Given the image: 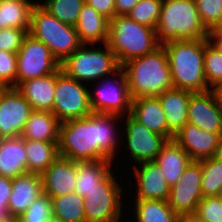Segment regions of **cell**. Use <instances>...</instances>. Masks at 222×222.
<instances>
[{
	"label": "cell",
	"mask_w": 222,
	"mask_h": 222,
	"mask_svg": "<svg viewBox=\"0 0 222 222\" xmlns=\"http://www.w3.org/2000/svg\"><path fill=\"white\" fill-rule=\"evenodd\" d=\"M110 20L85 3L74 26L82 44L107 43Z\"/></svg>",
	"instance_id": "7402d4cb"
},
{
	"label": "cell",
	"mask_w": 222,
	"mask_h": 222,
	"mask_svg": "<svg viewBox=\"0 0 222 222\" xmlns=\"http://www.w3.org/2000/svg\"><path fill=\"white\" fill-rule=\"evenodd\" d=\"M132 201L133 204L129 209L133 208L134 213L128 215L134 216L135 222H178L179 220L180 215L171 209L167 201L155 199Z\"/></svg>",
	"instance_id": "83f0119b"
},
{
	"label": "cell",
	"mask_w": 222,
	"mask_h": 222,
	"mask_svg": "<svg viewBox=\"0 0 222 222\" xmlns=\"http://www.w3.org/2000/svg\"><path fill=\"white\" fill-rule=\"evenodd\" d=\"M166 182L172 187L192 161L187 152L173 139L168 140L156 156Z\"/></svg>",
	"instance_id": "4316f807"
},
{
	"label": "cell",
	"mask_w": 222,
	"mask_h": 222,
	"mask_svg": "<svg viewBox=\"0 0 222 222\" xmlns=\"http://www.w3.org/2000/svg\"><path fill=\"white\" fill-rule=\"evenodd\" d=\"M41 177L43 193L50 198L75 192L76 161L59 156Z\"/></svg>",
	"instance_id": "ac0fdd59"
},
{
	"label": "cell",
	"mask_w": 222,
	"mask_h": 222,
	"mask_svg": "<svg viewBox=\"0 0 222 222\" xmlns=\"http://www.w3.org/2000/svg\"><path fill=\"white\" fill-rule=\"evenodd\" d=\"M33 7L25 2L0 1V29H25L29 33Z\"/></svg>",
	"instance_id": "4dcf8cb0"
},
{
	"label": "cell",
	"mask_w": 222,
	"mask_h": 222,
	"mask_svg": "<svg viewBox=\"0 0 222 222\" xmlns=\"http://www.w3.org/2000/svg\"><path fill=\"white\" fill-rule=\"evenodd\" d=\"M162 0H139L127 16L138 24L156 28Z\"/></svg>",
	"instance_id": "e575fe53"
},
{
	"label": "cell",
	"mask_w": 222,
	"mask_h": 222,
	"mask_svg": "<svg viewBox=\"0 0 222 222\" xmlns=\"http://www.w3.org/2000/svg\"><path fill=\"white\" fill-rule=\"evenodd\" d=\"M114 174L112 172L97 188L83 196L86 222H124L122 216L126 210L122 197L125 189L121 186L123 181Z\"/></svg>",
	"instance_id": "ba28073f"
},
{
	"label": "cell",
	"mask_w": 222,
	"mask_h": 222,
	"mask_svg": "<svg viewBox=\"0 0 222 222\" xmlns=\"http://www.w3.org/2000/svg\"><path fill=\"white\" fill-rule=\"evenodd\" d=\"M139 0H115L116 15H127Z\"/></svg>",
	"instance_id": "7bdbcfd3"
},
{
	"label": "cell",
	"mask_w": 222,
	"mask_h": 222,
	"mask_svg": "<svg viewBox=\"0 0 222 222\" xmlns=\"http://www.w3.org/2000/svg\"><path fill=\"white\" fill-rule=\"evenodd\" d=\"M111 160H93V161H76V182L75 193L80 196L85 194L103 182L112 172L116 171V167Z\"/></svg>",
	"instance_id": "d4e9b609"
},
{
	"label": "cell",
	"mask_w": 222,
	"mask_h": 222,
	"mask_svg": "<svg viewBox=\"0 0 222 222\" xmlns=\"http://www.w3.org/2000/svg\"><path fill=\"white\" fill-rule=\"evenodd\" d=\"M204 75L210 89L222 90V53L209 41L205 45Z\"/></svg>",
	"instance_id": "836d02e7"
},
{
	"label": "cell",
	"mask_w": 222,
	"mask_h": 222,
	"mask_svg": "<svg viewBox=\"0 0 222 222\" xmlns=\"http://www.w3.org/2000/svg\"><path fill=\"white\" fill-rule=\"evenodd\" d=\"M215 156L217 158H219L220 160H222V138H221L219 147L217 148V152H216Z\"/></svg>",
	"instance_id": "c3c4849f"
},
{
	"label": "cell",
	"mask_w": 222,
	"mask_h": 222,
	"mask_svg": "<svg viewBox=\"0 0 222 222\" xmlns=\"http://www.w3.org/2000/svg\"><path fill=\"white\" fill-rule=\"evenodd\" d=\"M27 172L42 174L58 157V142L25 140Z\"/></svg>",
	"instance_id": "f1b7e54d"
},
{
	"label": "cell",
	"mask_w": 222,
	"mask_h": 222,
	"mask_svg": "<svg viewBox=\"0 0 222 222\" xmlns=\"http://www.w3.org/2000/svg\"><path fill=\"white\" fill-rule=\"evenodd\" d=\"M188 123L204 131L222 133L221 90L192 93L188 104Z\"/></svg>",
	"instance_id": "5bb4252c"
},
{
	"label": "cell",
	"mask_w": 222,
	"mask_h": 222,
	"mask_svg": "<svg viewBox=\"0 0 222 222\" xmlns=\"http://www.w3.org/2000/svg\"><path fill=\"white\" fill-rule=\"evenodd\" d=\"M0 1H16V2H25V3H29L32 4L34 6L40 5L41 4V0H0Z\"/></svg>",
	"instance_id": "7dc6e473"
},
{
	"label": "cell",
	"mask_w": 222,
	"mask_h": 222,
	"mask_svg": "<svg viewBox=\"0 0 222 222\" xmlns=\"http://www.w3.org/2000/svg\"><path fill=\"white\" fill-rule=\"evenodd\" d=\"M27 173L25 139L22 136L0 138V176L14 179Z\"/></svg>",
	"instance_id": "603a6c76"
},
{
	"label": "cell",
	"mask_w": 222,
	"mask_h": 222,
	"mask_svg": "<svg viewBox=\"0 0 222 222\" xmlns=\"http://www.w3.org/2000/svg\"><path fill=\"white\" fill-rule=\"evenodd\" d=\"M131 169H133L131 172L134 175L133 180H136L135 187L132 185L126 187L128 190L136 188L135 197L133 195L132 200H168L171 186L166 182L164 174L155 160L134 164Z\"/></svg>",
	"instance_id": "2e32d148"
},
{
	"label": "cell",
	"mask_w": 222,
	"mask_h": 222,
	"mask_svg": "<svg viewBox=\"0 0 222 222\" xmlns=\"http://www.w3.org/2000/svg\"><path fill=\"white\" fill-rule=\"evenodd\" d=\"M221 138L222 133L204 131L186 123L173 140L187 152L192 161H200L215 156Z\"/></svg>",
	"instance_id": "e0dca14e"
},
{
	"label": "cell",
	"mask_w": 222,
	"mask_h": 222,
	"mask_svg": "<svg viewBox=\"0 0 222 222\" xmlns=\"http://www.w3.org/2000/svg\"><path fill=\"white\" fill-rule=\"evenodd\" d=\"M199 162L201 163L203 197L219 196L222 193V160L213 156Z\"/></svg>",
	"instance_id": "1f68e13d"
},
{
	"label": "cell",
	"mask_w": 222,
	"mask_h": 222,
	"mask_svg": "<svg viewBox=\"0 0 222 222\" xmlns=\"http://www.w3.org/2000/svg\"><path fill=\"white\" fill-rule=\"evenodd\" d=\"M42 194L41 174L27 172L12 179V192L8 203L10 216L17 219Z\"/></svg>",
	"instance_id": "d6986e66"
},
{
	"label": "cell",
	"mask_w": 222,
	"mask_h": 222,
	"mask_svg": "<svg viewBox=\"0 0 222 222\" xmlns=\"http://www.w3.org/2000/svg\"><path fill=\"white\" fill-rule=\"evenodd\" d=\"M29 34L49 47L60 64L82 45L74 26L60 22L41 5L32 9Z\"/></svg>",
	"instance_id": "52a82bcc"
},
{
	"label": "cell",
	"mask_w": 222,
	"mask_h": 222,
	"mask_svg": "<svg viewBox=\"0 0 222 222\" xmlns=\"http://www.w3.org/2000/svg\"><path fill=\"white\" fill-rule=\"evenodd\" d=\"M61 122L50 111L33 110L21 136L25 140L58 142Z\"/></svg>",
	"instance_id": "484cf974"
},
{
	"label": "cell",
	"mask_w": 222,
	"mask_h": 222,
	"mask_svg": "<svg viewBox=\"0 0 222 222\" xmlns=\"http://www.w3.org/2000/svg\"><path fill=\"white\" fill-rule=\"evenodd\" d=\"M0 222H16V220H2Z\"/></svg>",
	"instance_id": "816d5d0a"
},
{
	"label": "cell",
	"mask_w": 222,
	"mask_h": 222,
	"mask_svg": "<svg viewBox=\"0 0 222 222\" xmlns=\"http://www.w3.org/2000/svg\"><path fill=\"white\" fill-rule=\"evenodd\" d=\"M208 38L183 39L163 44L173 87L190 92L210 90L204 75V52Z\"/></svg>",
	"instance_id": "7a4b0ae2"
},
{
	"label": "cell",
	"mask_w": 222,
	"mask_h": 222,
	"mask_svg": "<svg viewBox=\"0 0 222 222\" xmlns=\"http://www.w3.org/2000/svg\"><path fill=\"white\" fill-rule=\"evenodd\" d=\"M12 192V179L0 176V207H8Z\"/></svg>",
	"instance_id": "b9f144b4"
},
{
	"label": "cell",
	"mask_w": 222,
	"mask_h": 222,
	"mask_svg": "<svg viewBox=\"0 0 222 222\" xmlns=\"http://www.w3.org/2000/svg\"><path fill=\"white\" fill-rule=\"evenodd\" d=\"M193 92L172 88L158 95L169 131L175 135L188 123V104Z\"/></svg>",
	"instance_id": "cb8c5ba5"
},
{
	"label": "cell",
	"mask_w": 222,
	"mask_h": 222,
	"mask_svg": "<svg viewBox=\"0 0 222 222\" xmlns=\"http://www.w3.org/2000/svg\"><path fill=\"white\" fill-rule=\"evenodd\" d=\"M0 83L17 87V53L0 50Z\"/></svg>",
	"instance_id": "f35d334b"
},
{
	"label": "cell",
	"mask_w": 222,
	"mask_h": 222,
	"mask_svg": "<svg viewBox=\"0 0 222 222\" xmlns=\"http://www.w3.org/2000/svg\"><path fill=\"white\" fill-rule=\"evenodd\" d=\"M41 6L60 22L75 26L85 0H41Z\"/></svg>",
	"instance_id": "d6a6232c"
},
{
	"label": "cell",
	"mask_w": 222,
	"mask_h": 222,
	"mask_svg": "<svg viewBox=\"0 0 222 222\" xmlns=\"http://www.w3.org/2000/svg\"><path fill=\"white\" fill-rule=\"evenodd\" d=\"M85 2L109 20L116 15L115 0H85Z\"/></svg>",
	"instance_id": "60d3db41"
},
{
	"label": "cell",
	"mask_w": 222,
	"mask_h": 222,
	"mask_svg": "<svg viewBox=\"0 0 222 222\" xmlns=\"http://www.w3.org/2000/svg\"><path fill=\"white\" fill-rule=\"evenodd\" d=\"M2 220H16L10 216L8 207H0V221Z\"/></svg>",
	"instance_id": "bcb514c9"
},
{
	"label": "cell",
	"mask_w": 222,
	"mask_h": 222,
	"mask_svg": "<svg viewBox=\"0 0 222 222\" xmlns=\"http://www.w3.org/2000/svg\"><path fill=\"white\" fill-rule=\"evenodd\" d=\"M103 46V47H102ZM82 44L61 64V70L69 77L89 85L117 71L121 65L108 44ZM91 82V83H90Z\"/></svg>",
	"instance_id": "8992f818"
},
{
	"label": "cell",
	"mask_w": 222,
	"mask_h": 222,
	"mask_svg": "<svg viewBox=\"0 0 222 222\" xmlns=\"http://www.w3.org/2000/svg\"><path fill=\"white\" fill-rule=\"evenodd\" d=\"M107 44L120 65L161 46L154 28L138 24L127 15H115L110 20Z\"/></svg>",
	"instance_id": "5b68a950"
},
{
	"label": "cell",
	"mask_w": 222,
	"mask_h": 222,
	"mask_svg": "<svg viewBox=\"0 0 222 222\" xmlns=\"http://www.w3.org/2000/svg\"><path fill=\"white\" fill-rule=\"evenodd\" d=\"M201 23L208 31L222 21V0H194Z\"/></svg>",
	"instance_id": "8d00e7d4"
},
{
	"label": "cell",
	"mask_w": 222,
	"mask_h": 222,
	"mask_svg": "<svg viewBox=\"0 0 222 222\" xmlns=\"http://www.w3.org/2000/svg\"><path fill=\"white\" fill-rule=\"evenodd\" d=\"M28 34L25 29L6 28L0 29V50L18 53L24 37Z\"/></svg>",
	"instance_id": "ab89813d"
},
{
	"label": "cell",
	"mask_w": 222,
	"mask_h": 222,
	"mask_svg": "<svg viewBox=\"0 0 222 222\" xmlns=\"http://www.w3.org/2000/svg\"><path fill=\"white\" fill-rule=\"evenodd\" d=\"M210 43L213 44L220 53H222V42H210Z\"/></svg>",
	"instance_id": "681fc988"
},
{
	"label": "cell",
	"mask_w": 222,
	"mask_h": 222,
	"mask_svg": "<svg viewBox=\"0 0 222 222\" xmlns=\"http://www.w3.org/2000/svg\"><path fill=\"white\" fill-rule=\"evenodd\" d=\"M33 109L15 87L0 95V138L21 136Z\"/></svg>",
	"instance_id": "9a60e30c"
},
{
	"label": "cell",
	"mask_w": 222,
	"mask_h": 222,
	"mask_svg": "<svg viewBox=\"0 0 222 222\" xmlns=\"http://www.w3.org/2000/svg\"><path fill=\"white\" fill-rule=\"evenodd\" d=\"M121 122H124L121 128V133L123 132L121 138L127 143L121 139L120 146L124 147L125 154L129 152L130 156L127 155V157L133 159L132 165L155 160L168 139L146 128L130 114L122 116Z\"/></svg>",
	"instance_id": "8fae6325"
},
{
	"label": "cell",
	"mask_w": 222,
	"mask_h": 222,
	"mask_svg": "<svg viewBox=\"0 0 222 222\" xmlns=\"http://www.w3.org/2000/svg\"><path fill=\"white\" fill-rule=\"evenodd\" d=\"M6 87L2 84V83H0V95H1V92L5 89Z\"/></svg>",
	"instance_id": "f907efd6"
},
{
	"label": "cell",
	"mask_w": 222,
	"mask_h": 222,
	"mask_svg": "<svg viewBox=\"0 0 222 222\" xmlns=\"http://www.w3.org/2000/svg\"><path fill=\"white\" fill-rule=\"evenodd\" d=\"M121 67L126 74L132 99L155 97L174 88L163 45L151 53L128 60Z\"/></svg>",
	"instance_id": "3957f363"
},
{
	"label": "cell",
	"mask_w": 222,
	"mask_h": 222,
	"mask_svg": "<svg viewBox=\"0 0 222 222\" xmlns=\"http://www.w3.org/2000/svg\"><path fill=\"white\" fill-rule=\"evenodd\" d=\"M195 214L203 222H222V200L219 196L203 197Z\"/></svg>",
	"instance_id": "74e56055"
},
{
	"label": "cell",
	"mask_w": 222,
	"mask_h": 222,
	"mask_svg": "<svg viewBox=\"0 0 222 222\" xmlns=\"http://www.w3.org/2000/svg\"><path fill=\"white\" fill-rule=\"evenodd\" d=\"M95 83L98 85H95L94 89L89 87L90 106L93 113L119 116L130 114L132 98L122 67Z\"/></svg>",
	"instance_id": "9c48e42d"
},
{
	"label": "cell",
	"mask_w": 222,
	"mask_h": 222,
	"mask_svg": "<svg viewBox=\"0 0 222 222\" xmlns=\"http://www.w3.org/2000/svg\"><path fill=\"white\" fill-rule=\"evenodd\" d=\"M201 163L191 161L179 180L171 187L167 203L178 215L195 213L203 198Z\"/></svg>",
	"instance_id": "4fadbf2b"
},
{
	"label": "cell",
	"mask_w": 222,
	"mask_h": 222,
	"mask_svg": "<svg viewBox=\"0 0 222 222\" xmlns=\"http://www.w3.org/2000/svg\"><path fill=\"white\" fill-rule=\"evenodd\" d=\"M60 68L49 47L27 34L17 53V86L26 80L52 74Z\"/></svg>",
	"instance_id": "7c38bea8"
},
{
	"label": "cell",
	"mask_w": 222,
	"mask_h": 222,
	"mask_svg": "<svg viewBox=\"0 0 222 222\" xmlns=\"http://www.w3.org/2000/svg\"><path fill=\"white\" fill-rule=\"evenodd\" d=\"M155 32L161 45L174 40L208 37L194 0H162Z\"/></svg>",
	"instance_id": "277c9868"
},
{
	"label": "cell",
	"mask_w": 222,
	"mask_h": 222,
	"mask_svg": "<svg viewBox=\"0 0 222 222\" xmlns=\"http://www.w3.org/2000/svg\"><path fill=\"white\" fill-rule=\"evenodd\" d=\"M50 199L54 221L86 222L84 199L78 193L71 192Z\"/></svg>",
	"instance_id": "f546056e"
},
{
	"label": "cell",
	"mask_w": 222,
	"mask_h": 222,
	"mask_svg": "<svg viewBox=\"0 0 222 222\" xmlns=\"http://www.w3.org/2000/svg\"><path fill=\"white\" fill-rule=\"evenodd\" d=\"M121 121L119 115L93 113L61 123L59 156L77 162L104 159L116 162L114 159L123 148L120 146Z\"/></svg>",
	"instance_id": "6da1fadb"
},
{
	"label": "cell",
	"mask_w": 222,
	"mask_h": 222,
	"mask_svg": "<svg viewBox=\"0 0 222 222\" xmlns=\"http://www.w3.org/2000/svg\"><path fill=\"white\" fill-rule=\"evenodd\" d=\"M52 202L45 193L40 195L29 205L27 210L20 215L16 222H52Z\"/></svg>",
	"instance_id": "d590c367"
},
{
	"label": "cell",
	"mask_w": 222,
	"mask_h": 222,
	"mask_svg": "<svg viewBox=\"0 0 222 222\" xmlns=\"http://www.w3.org/2000/svg\"><path fill=\"white\" fill-rule=\"evenodd\" d=\"M88 85L57 70L52 113L61 123L93 114Z\"/></svg>",
	"instance_id": "30bf717a"
},
{
	"label": "cell",
	"mask_w": 222,
	"mask_h": 222,
	"mask_svg": "<svg viewBox=\"0 0 222 222\" xmlns=\"http://www.w3.org/2000/svg\"><path fill=\"white\" fill-rule=\"evenodd\" d=\"M130 115L146 128L172 140L174 135L169 131L165 112L157 96L132 99Z\"/></svg>",
	"instance_id": "ffe728a7"
},
{
	"label": "cell",
	"mask_w": 222,
	"mask_h": 222,
	"mask_svg": "<svg viewBox=\"0 0 222 222\" xmlns=\"http://www.w3.org/2000/svg\"><path fill=\"white\" fill-rule=\"evenodd\" d=\"M178 222H203L195 213L182 214Z\"/></svg>",
	"instance_id": "f6af8a7d"
},
{
	"label": "cell",
	"mask_w": 222,
	"mask_h": 222,
	"mask_svg": "<svg viewBox=\"0 0 222 222\" xmlns=\"http://www.w3.org/2000/svg\"><path fill=\"white\" fill-rule=\"evenodd\" d=\"M209 42H222V21L208 30Z\"/></svg>",
	"instance_id": "ee69618b"
},
{
	"label": "cell",
	"mask_w": 222,
	"mask_h": 222,
	"mask_svg": "<svg viewBox=\"0 0 222 222\" xmlns=\"http://www.w3.org/2000/svg\"><path fill=\"white\" fill-rule=\"evenodd\" d=\"M57 81V71L43 77L21 82L16 89L31 105L33 110H53V101Z\"/></svg>",
	"instance_id": "44dd1931"
}]
</instances>
